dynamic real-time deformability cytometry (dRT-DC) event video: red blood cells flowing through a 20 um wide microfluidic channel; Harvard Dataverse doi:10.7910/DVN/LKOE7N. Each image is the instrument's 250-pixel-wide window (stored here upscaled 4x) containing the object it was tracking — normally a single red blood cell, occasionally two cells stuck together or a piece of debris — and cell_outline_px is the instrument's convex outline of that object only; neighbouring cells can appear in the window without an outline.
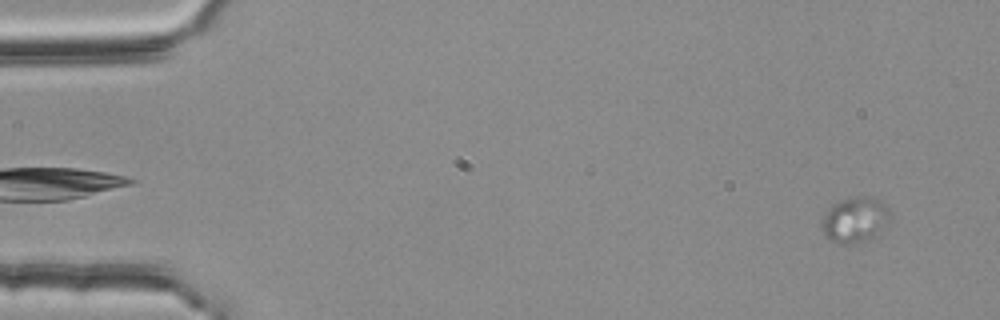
{"species": "common noctule bat (a hibernating species)", "species_latin": "Nyctalus noctula", "temperature_condition": "room temperature", "stored_images_in_passage": 17, "camera_frame_rate_fps": 3000, "um_per_image_px": 0.085, "animal": {"sex": "female", "body_mass_g": 25.1}, "frame": {"image": 1, "passage_image": 4, "time_ms": 1.0, "image_size_px": [1000, 320], "cell_outline_px": [[892, 220], [884, 228], [872, 236], [864, 240], [852, 244], [836, 244], [824, 232], [820, 224], [820, 220], [832, 204], [840, 200], [864, 196], [872, 196], [884, 204], [888, 208], [892, 216]], "centroid_in_image_um": [72.69, 18.67], "position_along_channel_um": 12.3, "area_um2": 18.09}}